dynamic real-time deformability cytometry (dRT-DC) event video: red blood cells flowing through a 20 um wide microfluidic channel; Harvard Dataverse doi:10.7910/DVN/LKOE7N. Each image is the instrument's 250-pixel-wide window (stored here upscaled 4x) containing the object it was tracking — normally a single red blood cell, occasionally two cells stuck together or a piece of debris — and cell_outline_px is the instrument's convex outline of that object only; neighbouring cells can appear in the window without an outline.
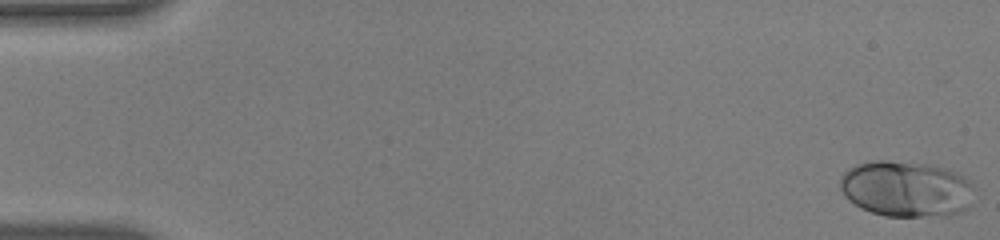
{"species": "human", "species_latin": "Homo sapiens", "temperature_condition": "warm", "stored_images_in_passage": 55, "camera_frame_rate_fps": 3000, "um_per_image_px": 0.085, "donor": {"sex": "male"}, "frame": {"image": 1, "passage_image": 1, "time_ms": 0.0, "image_size_px": [1000, 240], "cell_outline_px": [[972, 204], [968, 208], [952, 216], [884, 216], [860, 208], [848, 200], [844, 196], [840, 188], [840, 176], [848, 168], [856, 164], [872, 160], [884, 160], [932, 164], [960, 172], [972, 184]], "centroid_in_image_um": [77.04, 16.05], "position_along_channel_um": 8.0, "area_um2": 44.56}}
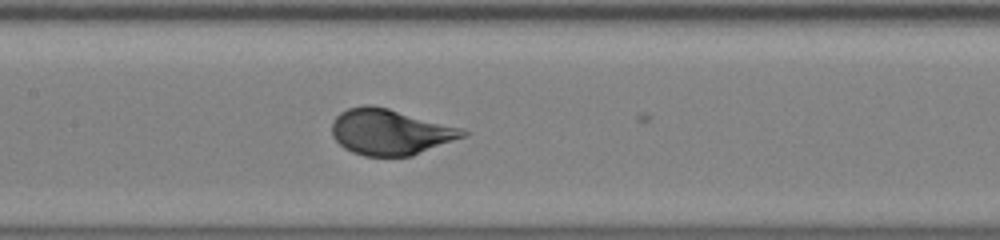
{"frame": {"image": 2, "passage_image": 27, "time_ms": 8.667, "image_size_px": [1000, 240], "cell_outline_px": [[468, 132], [464, 136], [412, 156], [364, 156], [352, 152], [344, 148], [332, 136], [332, 120], [340, 112], [348, 108], [364, 104], [372, 104], [388, 108], [460, 128]], "centroid_in_image_um": [33.09, 11.21], "position_along_channel_um": 174.3, "area_um2": 34.68}}
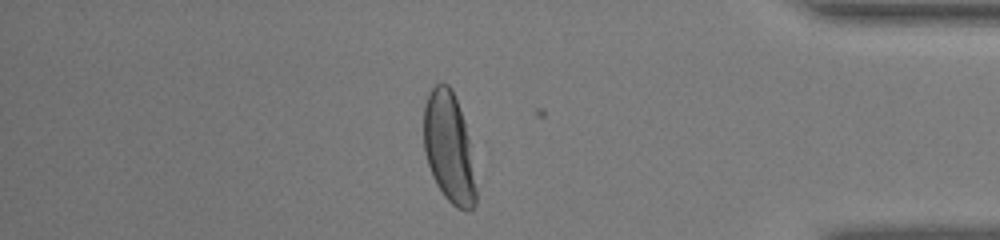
{"frame": {"image": 3, "passage_image": 47, "time_ms": 15.333, "image_size_px": [1000, 240], "cell_outline_px": [[476, 204], [468, 212], [464, 212], [456, 208], [444, 196], [436, 184], [432, 176], [424, 152], [424, 108], [428, 96], [432, 88], [440, 80], [448, 84], [452, 88], [464, 120], [468, 140], [476, 192]], "centroid_in_image_um": [38.14, 12.56], "position_along_channel_um": 397.1, "area_um2": 33.41}, "authors_computed_cell_mechanics": {"area_um2": 36.2406, "velocity_mm_per_s": 3.7843, "shape_relaxation_time_tau1_ms": 4.9772, "shape_relaxation_time_tau2_ms": null, "deformation_change_tau1": 0.2403, "deformation_change_tau2": null}}